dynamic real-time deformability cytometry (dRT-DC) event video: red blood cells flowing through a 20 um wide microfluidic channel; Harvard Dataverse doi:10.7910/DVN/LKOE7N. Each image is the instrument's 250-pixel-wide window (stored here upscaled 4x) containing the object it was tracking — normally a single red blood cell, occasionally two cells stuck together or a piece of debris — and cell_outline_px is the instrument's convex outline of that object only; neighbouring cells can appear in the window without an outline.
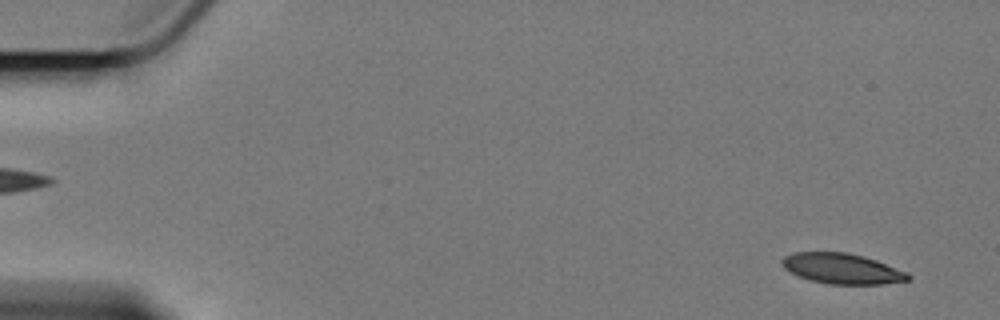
{"species": "Egyptian fruit bat (a non-hibernating species)", "species_latin": "Rousettus aegyptiacus", "temperature_condition": "cold", "stored_images_in_passage": 59, "camera_frame_rate_fps": 3000, "um_per_image_px": 0.085, "animal": {"sex": "female"}, "frame": {"image": 1, "passage_image": 3, "time_ms": 0.667, "image_size_px": [1000, 320], "cell_outline_px": [[912, 276], [908, 280], [880, 284], [828, 284], [808, 280], [784, 268], [780, 264], [780, 260], [784, 256], [792, 252], [848, 252], [864, 256], [876, 260], [908, 272]], "centroid_in_image_um": [71.55, 22.82], "position_along_channel_um": 13.4, "area_um2": 22.48}}
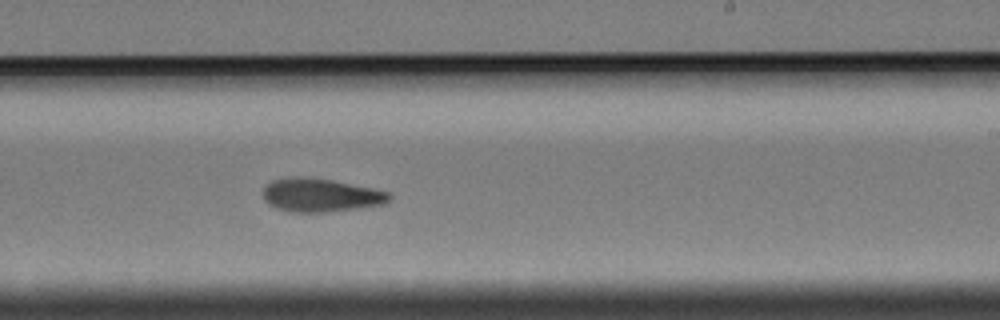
{"frame": {"image": 2, "passage_image": 36, "time_ms": 11.667, "image_size_px": [1000, 320], "cell_outline_px": [[392, 200], [384, 204], [360, 208], [324, 212], [292, 212], [276, 208], [268, 204], [264, 200], [264, 184], [272, 180], [288, 176], [292, 176], [332, 180], [372, 188], [388, 192], [392, 196]], "centroid_in_image_um": [27.24, 16.59], "position_along_channel_um": 261.8, "area_um2": 24.68}}
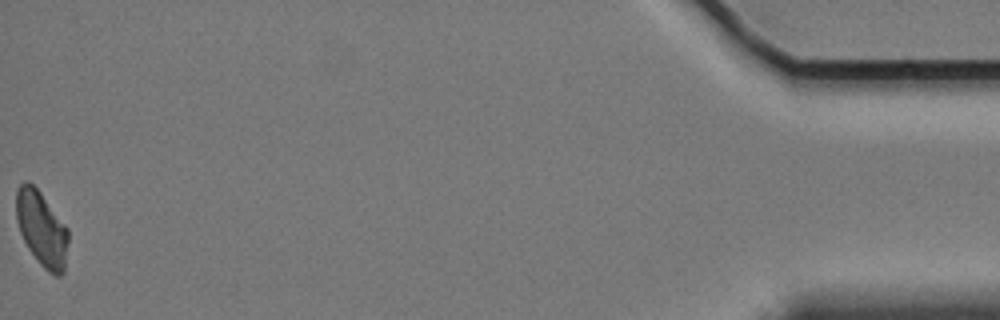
{"frame": {"image": 3, "passage_image": 59, "time_ms": 19.333, "image_size_px": [1000, 320], "cell_outline_px": [[68, 240], [64, 272], [60, 276], [56, 276], [48, 272], [40, 264], [28, 248], [20, 232], [16, 220], [16, 188], [24, 180], [28, 180], [40, 192], [68, 228]], "centroid_in_image_um": [3.53, 19.43], "position_along_channel_um": 431.7, "area_um2": 22.77}, "authors_computed_cell_mechanics": {"area_um2": 24.0448, "velocity_mm_per_s": 3.3903, "shape_relaxation_time_tau1_ms": 9.7485, "shape_relaxation_time_tau2_ms": 8.6583, "deformation_change_tau1": 0.1846, "deformation_change_tau2": 0.1527}}